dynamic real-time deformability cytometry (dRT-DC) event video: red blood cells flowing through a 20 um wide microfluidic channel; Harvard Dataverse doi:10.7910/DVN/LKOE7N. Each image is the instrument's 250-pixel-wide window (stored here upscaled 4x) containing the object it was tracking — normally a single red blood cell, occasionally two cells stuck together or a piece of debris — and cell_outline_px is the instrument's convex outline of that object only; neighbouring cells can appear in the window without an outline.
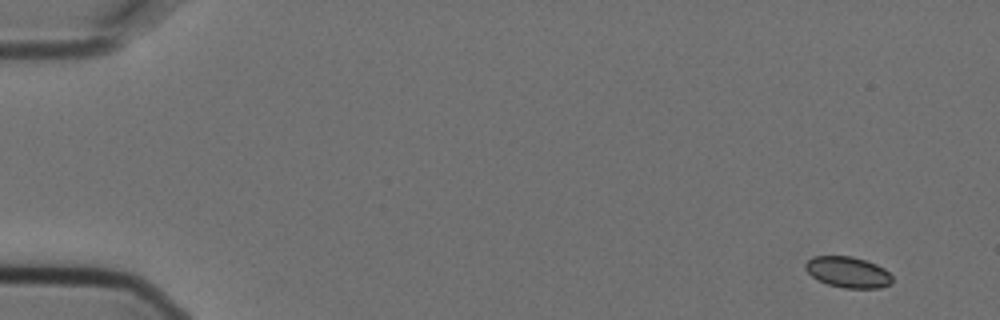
{"species": "Egyptian fruit bat (a non-hibernating species)", "species_latin": "Rousettus aegyptiacus", "temperature_condition": "cold", "stored_images_in_passage": 4, "camera_frame_rate_fps": 3000, "um_per_image_px": 0.085, "animal": {"sex": "female"}, "frame": {"image": 1, "passage_image": 1, "time_ms": 0.0, "image_size_px": [1000, 320], "cell_outline_px": [[892, 284], [880, 288], [844, 288], [828, 284], [816, 280], [804, 268], [804, 264], [812, 256], [852, 256], [876, 264], [884, 268], [892, 276]], "centroid_in_image_um": [72.07, 23.14], "position_along_channel_um": 12.9, "area_um2": 15.78}}